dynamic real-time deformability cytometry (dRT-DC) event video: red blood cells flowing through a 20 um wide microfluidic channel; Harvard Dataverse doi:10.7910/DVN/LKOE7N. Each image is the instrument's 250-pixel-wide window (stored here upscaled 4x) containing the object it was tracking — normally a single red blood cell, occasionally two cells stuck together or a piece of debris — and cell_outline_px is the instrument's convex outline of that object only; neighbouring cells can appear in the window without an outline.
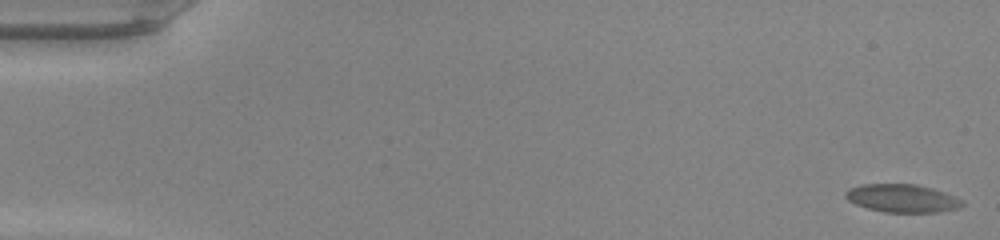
{"species": "common noctule bat (a hibernating species)", "species_latin": "Nyctalus noctula", "temperature_condition": "warm", "stored_images_in_passage": 49, "camera_frame_rate_fps": 3000, "um_per_image_px": 0.085, "animal": {"sex": "male", "body_mass_g": 20.0, "forearm_length_mm": 53.3}, "frame": {"image": 1, "passage_image": 1, "time_ms": 0.0, "image_size_px": [1000, 240], "cell_outline_px": [[964, 204], [960, 208], [940, 212], [884, 212], [868, 208], [856, 204], [848, 200], [844, 196], [844, 192], [848, 188], [860, 184], [916, 184], [932, 188], [944, 192], [964, 200]], "centroid_in_image_um": [76.69, 16.85], "position_along_channel_um": 8.3, "area_um2": 19.25}}
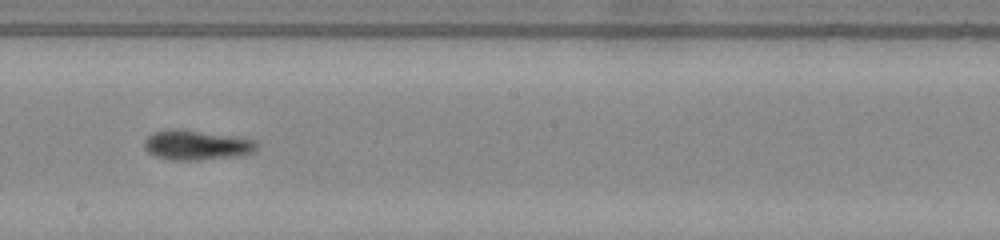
{"frame": {"image": 2, "passage_image": 28, "time_ms": 9.0, "image_size_px": [1000, 240], "cell_outline_px": [[260, 148], [256, 152], [244, 156], [200, 160], [172, 160], [156, 156], [148, 152], [144, 148], [144, 140], [152, 132], [180, 128], [244, 136], [256, 140], [260, 144]], "centroid_in_image_um": [16.85, 12.32], "position_along_channel_um": 231.3, "area_um2": 20.52}}
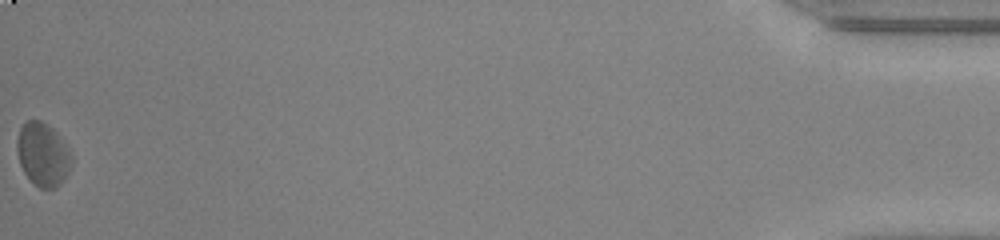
{"frame": {"image": 3, "passage_image": 49, "time_ms": 16.0, "image_size_px": [1000, 240], "cell_outline_px": [[72, 160], [68, 172], [64, 180], [56, 188], [40, 188], [24, 172], [20, 164], [16, 148], [16, 140], [20, 128], [28, 120], [40, 120], [48, 124], [56, 132], [68, 148], [72, 156]], "centroid_in_image_um": [3.64, 13.11], "position_along_channel_um": 431.6, "area_um2": 20.0}, "authors_computed_cell_mechanics": {"area_um2": 18.785, "velocity_mm_per_s": 4.2426, "shape_relaxation_time_tau1_ms": 4.4138, "shape_relaxation_time_tau2_ms": null, "deformation_change_tau1": 0.1264, "deformation_change_tau2": null}}